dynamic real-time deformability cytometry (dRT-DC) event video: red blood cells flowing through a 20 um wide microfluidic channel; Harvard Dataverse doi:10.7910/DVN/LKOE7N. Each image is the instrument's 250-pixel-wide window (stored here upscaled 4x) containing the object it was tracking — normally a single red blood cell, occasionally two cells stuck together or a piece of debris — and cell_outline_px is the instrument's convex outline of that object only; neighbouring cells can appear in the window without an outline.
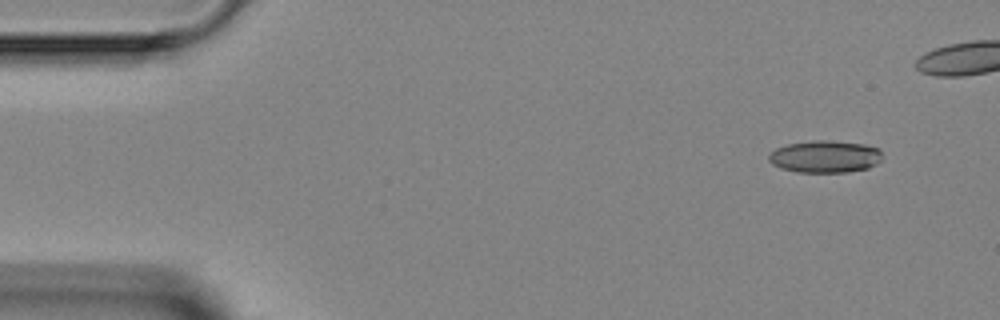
{"species": "Egyptian fruit bat (a non-hibernating species)", "species_latin": "Rousettus aegyptiacus", "temperature_condition": "room temperature", "stored_images_in_passage": 4, "camera_frame_rate_fps": 3000, "um_per_image_px": 0.085, "animal": {"sex": "female"}, "frame": {"image": 1, "passage_image": 1, "time_ms": 0.0, "image_size_px": [1000, 320], "cell_outline_px": [[880, 160], [876, 164], [868, 168], [848, 172], [796, 172], [780, 168], [772, 164], [768, 160], [768, 156], [776, 148], [788, 144], [812, 140], [828, 140], [864, 144], [880, 148]], "centroid_in_image_um": [70.11, 13.31], "position_along_channel_um": 14.9, "area_um2": 21.33}}